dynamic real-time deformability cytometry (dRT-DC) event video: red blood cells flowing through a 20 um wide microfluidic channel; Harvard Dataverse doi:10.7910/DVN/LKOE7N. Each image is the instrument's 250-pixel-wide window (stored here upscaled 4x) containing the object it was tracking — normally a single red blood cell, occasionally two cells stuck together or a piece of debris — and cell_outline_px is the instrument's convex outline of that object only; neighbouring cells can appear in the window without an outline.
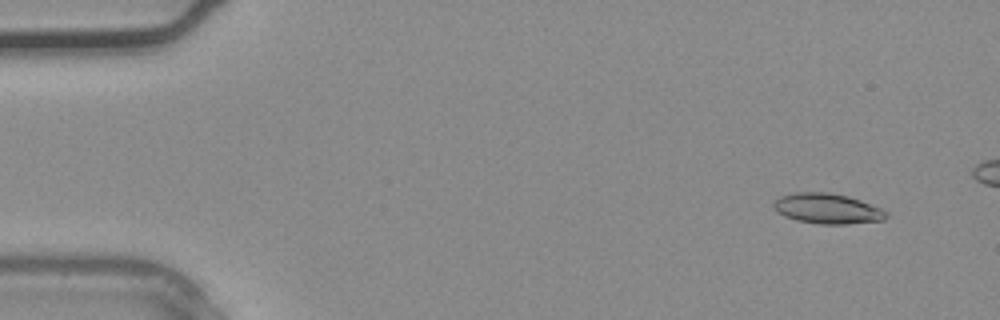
{"species": "common noctule bat (a hibernating species)", "species_latin": "Nyctalus noctula", "temperature_condition": "warm", "stored_images_in_passage": 4, "camera_frame_rate_fps": 3000, "um_per_image_px": 0.085, "animal": {"sex": "male", "body_mass_g": 20.4}, "frame": {"image": 1, "passage_image": 1, "time_ms": 0.0, "image_size_px": [1000, 320], "cell_outline_px": [[888, 216], [884, 220], [848, 224], [820, 224], [796, 220], [784, 216], [776, 212], [772, 204], [780, 196], [796, 192], [828, 192], [848, 196], [860, 200], [880, 208], [888, 212]], "centroid_in_image_um": [70.32, 17.73], "position_along_channel_um": 14.7, "area_um2": 19.94}}